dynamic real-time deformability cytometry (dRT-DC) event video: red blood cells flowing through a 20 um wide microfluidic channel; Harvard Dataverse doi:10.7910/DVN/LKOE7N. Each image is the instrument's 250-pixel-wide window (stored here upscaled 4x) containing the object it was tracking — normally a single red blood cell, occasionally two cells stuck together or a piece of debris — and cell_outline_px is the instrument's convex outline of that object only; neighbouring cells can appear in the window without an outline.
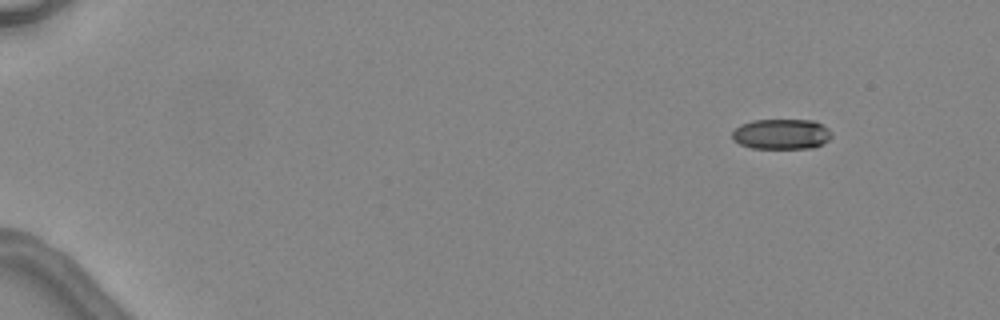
{"species": "common noctule bat (a hibernating species)", "species_latin": "Nyctalus noctula", "temperature_condition": "warm", "stored_images_in_passage": 7, "segment_of_instrument_passage": [2, 2], "camera_frame_rate_fps": 3000, "um_per_image_px": 0.085, "animal": {"sex": "female", "body_mass_g": 24.6, "forearm_length_mm": 56.2}, "frame": {"image": 1, "passage_image": 7, "time_ms": 7.0, "image_size_px": [1000, 320], "cell_outline_px": [[832, 136], [828, 140], [812, 148], [752, 148], [740, 144], [732, 140], [732, 132], [740, 124], [752, 120], [812, 120], [828, 128], [832, 132]], "centroid_in_image_um": [66.4, 11.39], "position_along_channel_um": 18.6, "area_um2": 17.57}}